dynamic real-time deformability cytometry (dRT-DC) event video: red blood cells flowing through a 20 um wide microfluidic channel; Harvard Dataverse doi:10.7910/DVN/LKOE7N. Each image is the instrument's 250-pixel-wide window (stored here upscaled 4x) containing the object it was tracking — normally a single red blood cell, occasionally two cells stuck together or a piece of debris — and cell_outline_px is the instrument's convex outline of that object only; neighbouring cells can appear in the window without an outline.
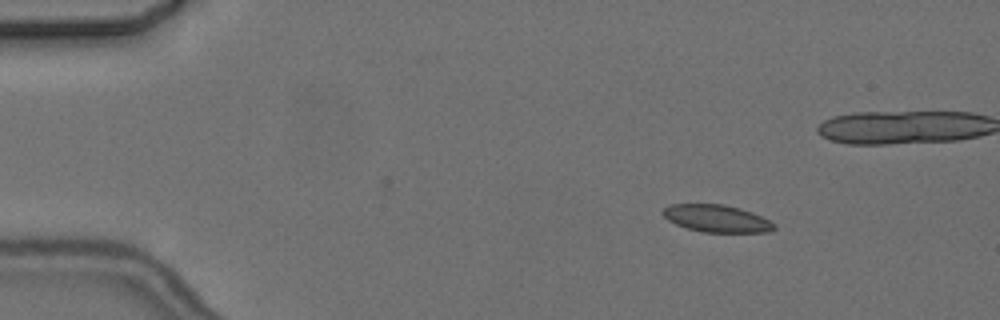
{"species": "common noctule bat (a hibernating species)", "species_latin": "Nyctalus noctula", "temperature_condition": "cold", "stored_images_in_passage": 5, "camera_frame_rate_fps": 3000, "um_per_image_px": 0.085, "animal": {"sex": "female", "body_mass_g": 24.6, "forearm_length_mm": 56.2}, "frame": {"image": 1, "passage_image": 1, "time_ms": 0.0, "image_size_px": [1000, 320], "cell_outline_px": [[776, 228], [768, 232], [704, 232], [688, 228], [676, 224], [668, 220], [660, 212], [664, 208], [672, 204], [724, 204], [740, 208], [752, 212], [776, 224]], "centroid_in_image_um": [60.92, 18.57], "position_along_channel_um": 24.1, "area_um2": 17.63}}